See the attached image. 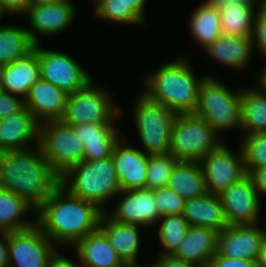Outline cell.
<instances>
[{
  "instance_id": "25",
  "label": "cell",
  "mask_w": 266,
  "mask_h": 267,
  "mask_svg": "<svg viewBox=\"0 0 266 267\" xmlns=\"http://www.w3.org/2000/svg\"><path fill=\"white\" fill-rule=\"evenodd\" d=\"M82 267H125L106 235L98 228L74 246Z\"/></svg>"
},
{
  "instance_id": "42",
  "label": "cell",
  "mask_w": 266,
  "mask_h": 267,
  "mask_svg": "<svg viewBox=\"0 0 266 267\" xmlns=\"http://www.w3.org/2000/svg\"><path fill=\"white\" fill-rule=\"evenodd\" d=\"M157 261H154L149 267H203L183 260L177 259L173 256L158 255Z\"/></svg>"
},
{
  "instance_id": "52",
  "label": "cell",
  "mask_w": 266,
  "mask_h": 267,
  "mask_svg": "<svg viewBox=\"0 0 266 267\" xmlns=\"http://www.w3.org/2000/svg\"><path fill=\"white\" fill-rule=\"evenodd\" d=\"M4 67H5V65L0 63V87H1L2 82H3Z\"/></svg>"
},
{
  "instance_id": "50",
  "label": "cell",
  "mask_w": 266,
  "mask_h": 267,
  "mask_svg": "<svg viewBox=\"0 0 266 267\" xmlns=\"http://www.w3.org/2000/svg\"><path fill=\"white\" fill-rule=\"evenodd\" d=\"M259 267H266V241L263 243L262 258L259 263Z\"/></svg>"
},
{
  "instance_id": "35",
  "label": "cell",
  "mask_w": 266,
  "mask_h": 267,
  "mask_svg": "<svg viewBox=\"0 0 266 267\" xmlns=\"http://www.w3.org/2000/svg\"><path fill=\"white\" fill-rule=\"evenodd\" d=\"M94 14L103 21L118 24L144 25V22L131 10L126 9L125 0H101L93 8Z\"/></svg>"
},
{
  "instance_id": "48",
  "label": "cell",
  "mask_w": 266,
  "mask_h": 267,
  "mask_svg": "<svg viewBox=\"0 0 266 267\" xmlns=\"http://www.w3.org/2000/svg\"><path fill=\"white\" fill-rule=\"evenodd\" d=\"M62 0H30V7L31 6H41V5H48L58 3Z\"/></svg>"
},
{
  "instance_id": "12",
  "label": "cell",
  "mask_w": 266,
  "mask_h": 267,
  "mask_svg": "<svg viewBox=\"0 0 266 267\" xmlns=\"http://www.w3.org/2000/svg\"><path fill=\"white\" fill-rule=\"evenodd\" d=\"M38 58L41 78L67 94L84 88L92 79L86 70L68 53L41 48Z\"/></svg>"
},
{
  "instance_id": "13",
  "label": "cell",
  "mask_w": 266,
  "mask_h": 267,
  "mask_svg": "<svg viewBox=\"0 0 266 267\" xmlns=\"http://www.w3.org/2000/svg\"><path fill=\"white\" fill-rule=\"evenodd\" d=\"M260 194L247 174L220 194L229 225L258 224L260 222Z\"/></svg>"
},
{
  "instance_id": "5",
  "label": "cell",
  "mask_w": 266,
  "mask_h": 267,
  "mask_svg": "<svg viewBox=\"0 0 266 267\" xmlns=\"http://www.w3.org/2000/svg\"><path fill=\"white\" fill-rule=\"evenodd\" d=\"M227 87L208 75L201 83L194 111L220 135L235 127L241 130V89L236 92Z\"/></svg>"
},
{
  "instance_id": "2",
  "label": "cell",
  "mask_w": 266,
  "mask_h": 267,
  "mask_svg": "<svg viewBox=\"0 0 266 267\" xmlns=\"http://www.w3.org/2000/svg\"><path fill=\"white\" fill-rule=\"evenodd\" d=\"M59 185L60 176L45 159L39 145L0 153V187L25 199L35 210Z\"/></svg>"
},
{
  "instance_id": "29",
  "label": "cell",
  "mask_w": 266,
  "mask_h": 267,
  "mask_svg": "<svg viewBox=\"0 0 266 267\" xmlns=\"http://www.w3.org/2000/svg\"><path fill=\"white\" fill-rule=\"evenodd\" d=\"M241 130L245 135L266 133V91L260 86L241 90Z\"/></svg>"
},
{
  "instance_id": "56",
  "label": "cell",
  "mask_w": 266,
  "mask_h": 267,
  "mask_svg": "<svg viewBox=\"0 0 266 267\" xmlns=\"http://www.w3.org/2000/svg\"><path fill=\"white\" fill-rule=\"evenodd\" d=\"M95 3V5L99 2V1H101V0H93Z\"/></svg>"
},
{
  "instance_id": "40",
  "label": "cell",
  "mask_w": 266,
  "mask_h": 267,
  "mask_svg": "<svg viewBox=\"0 0 266 267\" xmlns=\"http://www.w3.org/2000/svg\"><path fill=\"white\" fill-rule=\"evenodd\" d=\"M207 267H259V263L256 260L227 257L216 253Z\"/></svg>"
},
{
  "instance_id": "34",
  "label": "cell",
  "mask_w": 266,
  "mask_h": 267,
  "mask_svg": "<svg viewBox=\"0 0 266 267\" xmlns=\"http://www.w3.org/2000/svg\"><path fill=\"white\" fill-rule=\"evenodd\" d=\"M178 161L171 153L149 155L146 189L157 190L167 186Z\"/></svg>"
},
{
  "instance_id": "32",
  "label": "cell",
  "mask_w": 266,
  "mask_h": 267,
  "mask_svg": "<svg viewBox=\"0 0 266 267\" xmlns=\"http://www.w3.org/2000/svg\"><path fill=\"white\" fill-rule=\"evenodd\" d=\"M258 10L255 6L223 7L220 9L222 33L233 37H251Z\"/></svg>"
},
{
  "instance_id": "46",
  "label": "cell",
  "mask_w": 266,
  "mask_h": 267,
  "mask_svg": "<svg viewBox=\"0 0 266 267\" xmlns=\"http://www.w3.org/2000/svg\"><path fill=\"white\" fill-rule=\"evenodd\" d=\"M77 262H73L71 259H68L66 256L60 255L59 251L51 258L48 267H82V265Z\"/></svg>"
},
{
  "instance_id": "37",
  "label": "cell",
  "mask_w": 266,
  "mask_h": 267,
  "mask_svg": "<svg viewBox=\"0 0 266 267\" xmlns=\"http://www.w3.org/2000/svg\"><path fill=\"white\" fill-rule=\"evenodd\" d=\"M185 199L168 186L155 190V203L161 217L173 214H182L185 206Z\"/></svg>"
},
{
  "instance_id": "8",
  "label": "cell",
  "mask_w": 266,
  "mask_h": 267,
  "mask_svg": "<svg viewBox=\"0 0 266 267\" xmlns=\"http://www.w3.org/2000/svg\"><path fill=\"white\" fill-rule=\"evenodd\" d=\"M91 80L84 88L68 94L66 109L61 121L69 126L84 123L117 122L120 107L114 104L113 95Z\"/></svg>"
},
{
  "instance_id": "43",
  "label": "cell",
  "mask_w": 266,
  "mask_h": 267,
  "mask_svg": "<svg viewBox=\"0 0 266 267\" xmlns=\"http://www.w3.org/2000/svg\"><path fill=\"white\" fill-rule=\"evenodd\" d=\"M248 175L252 178L259 194L266 195V167L253 169Z\"/></svg>"
},
{
  "instance_id": "27",
  "label": "cell",
  "mask_w": 266,
  "mask_h": 267,
  "mask_svg": "<svg viewBox=\"0 0 266 267\" xmlns=\"http://www.w3.org/2000/svg\"><path fill=\"white\" fill-rule=\"evenodd\" d=\"M167 186L185 200L207 193L199 161L179 160L173 168Z\"/></svg>"
},
{
  "instance_id": "14",
  "label": "cell",
  "mask_w": 266,
  "mask_h": 267,
  "mask_svg": "<svg viewBox=\"0 0 266 267\" xmlns=\"http://www.w3.org/2000/svg\"><path fill=\"white\" fill-rule=\"evenodd\" d=\"M264 240L263 228L259 223L229 225L218 233L217 253L260 263Z\"/></svg>"
},
{
  "instance_id": "51",
  "label": "cell",
  "mask_w": 266,
  "mask_h": 267,
  "mask_svg": "<svg viewBox=\"0 0 266 267\" xmlns=\"http://www.w3.org/2000/svg\"><path fill=\"white\" fill-rule=\"evenodd\" d=\"M260 2L259 9L266 14V0H258Z\"/></svg>"
},
{
  "instance_id": "44",
  "label": "cell",
  "mask_w": 266,
  "mask_h": 267,
  "mask_svg": "<svg viewBox=\"0 0 266 267\" xmlns=\"http://www.w3.org/2000/svg\"><path fill=\"white\" fill-rule=\"evenodd\" d=\"M217 9H222L223 7L242 5V6H255L257 3V8L260 7V2L257 0H209Z\"/></svg>"
},
{
  "instance_id": "36",
  "label": "cell",
  "mask_w": 266,
  "mask_h": 267,
  "mask_svg": "<svg viewBox=\"0 0 266 267\" xmlns=\"http://www.w3.org/2000/svg\"><path fill=\"white\" fill-rule=\"evenodd\" d=\"M240 144L247 174L253 169L266 167V133L242 135Z\"/></svg>"
},
{
  "instance_id": "3",
  "label": "cell",
  "mask_w": 266,
  "mask_h": 267,
  "mask_svg": "<svg viewBox=\"0 0 266 267\" xmlns=\"http://www.w3.org/2000/svg\"><path fill=\"white\" fill-rule=\"evenodd\" d=\"M188 59L178 58L144 77L145 93L176 114L194 113L199 89L207 77H196Z\"/></svg>"
},
{
  "instance_id": "18",
  "label": "cell",
  "mask_w": 266,
  "mask_h": 267,
  "mask_svg": "<svg viewBox=\"0 0 266 267\" xmlns=\"http://www.w3.org/2000/svg\"><path fill=\"white\" fill-rule=\"evenodd\" d=\"M40 123L24 106L19 112L0 120V153L29 149L33 140L39 145Z\"/></svg>"
},
{
  "instance_id": "22",
  "label": "cell",
  "mask_w": 266,
  "mask_h": 267,
  "mask_svg": "<svg viewBox=\"0 0 266 267\" xmlns=\"http://www.w3.org/2000/svg\"><path fill=\"white\" fill-rule=\"evenodd\" d=\"M41 78L38 44L26 56L5 65L0 89L25 99L31 87Z\"/></svg>"
},
{
  "instance_id": "16",
  "label": "cell",
  "mask_w": 266,
  "mask_h": 267,
  "mask_svg": "<svg viewBox=\"0 0 266 267\" xmlns=\"http://www.w3.org/2000/svg\"><path fill=\"white\" fill-rule=\"evenodd\" d=\"M29 16L28 30L31 40L40 44V36H54L66 31L76 17V6L70 0L58 3L31 6L24 14ZM32 28V29H31Z\"/></svg>"
},
{
  "instance_id": "7",
  "label": "cell",
  "mask_w": 266,
  "mask_h": 267,
  "mask_svg": "<svg viewBox=\"0 0 266 267\" xmlns=\"http://www.w3.org/2000/svg\"><path fill=\"white\" fill-rule=\"evenodd\" d=\"M138 96L132 115L144 152L150 155L169 153L172 127L177 114L151 100L143 92Z\"/></svg>"
},
{
  "instance_id": "30",
  "label": "cell",
  "mask_w": 266,
  "mask_h": 267,
  "mask_svg": "<svg viewBox=\"0 0 266 267\" xmlns=\"http://www.w3.org/2000/svg\"><path fill=\"white\" fill-rule=\"evenodd\" d=\"M190 16V33L203 49L222 34L220 10L209 0L198 5Z\"/></svg>"
},
{
  "instance_id": "15",
  "label": "cell",
  "mask_w": 266,
  "mask_h": 267,
  "mask_svg": "<svg viewBox=\"0 0 266 267\" xmlns=\"http://www.w3.org/2000/svg\"><path fill=\"white\" fill-rule=\"evenodd\" d=\"M118 197L122 199H119L112 212L106 211V214L114 221L139 225L145 229L157 224L160 220L161 215L155 203V190H126L122 191Z\"/></svg>"
},
{
  "instance_id": "6",
  "label": "cell",
  "mask_w": 266,
  "mask_h": 267,
  "mask_svg": "<svg viewBox=\"0 0 266 267\" xmlns=\"http://www.w3.org/2000/svg\"><path fill=\"white\" fill-rule=\"evenodd\" d=\"M221 136L200 116L194 113L177 114L169 153L178 160L200 161L223 143Z\"/></svg>"
},
{
  "instance_id": "20",
  "label": "cell",
  "mask_w": 266,
  "mask_h": 267,
  "mask_svg": "<svg viewBox=\"0 0 266 267\" xmlns=\"http://www.w3.org/2000/svg\"><path fill=\"white\" fill-rule=\"evenodd\" d=\"M140 228L143 227L114 221L106 212L99 223V229L126 265H139L137 259L141 245Z\"/></svg>"
},
{
  "instance_id": "41",
  "label": "cell",
  "mask_w": 266,
  "mask_h": 267,
  "mask_svg": "<svg viewBox=\"0 0 266 267\" xmlns=\"http://www.w3.org/2000/svg\"><path fill=\"white\" fill-rule=\"evenodd\" d=\"M30 7V0H0V10L3 14H25Z\"/></svg>"
},
{
  "instance_id": "47",
  "label": "cell",
  "mask_w": 266,
  "mask_h": 267,
  "mask_svg": "<svg viewBox=\"0 0 266 267\" xmlns=\"http://www.w3.org/2000/svg\"><path fill=\"white\" fill-rule=\"evenodd\" d=\"M126 9H131L144 23L147 21L145 15L146 0H125ZM146 17V18H145Z\"/></svg>"
},
{
  "instance_id": "33",
  "label": "cell",
  "mask_w": 266,
  "mask_h": 267,
  "mask_svg": "<svg viewBox=\"0 0 266 267\" xmlns=\"http://www.w3.org/2000/svg\"><path fill=\"white\" fill-rule=\"evenodd\" d=\"M159 222L157 232L163 247L159 255L172 256L182 244L190 225L183 214L166 215Z\"/></svg>"
},
{
  "instance_id": "9",
  "label": "cell",
  "mask_w": 266,
  "mask_h": 267,
  "mask_svg": "<svg viewBox=\"0 0 266 267\" xmlns=\"http://www.w3.org/2000/svg\"><path fill=\"white\" fill-rule=\"evenodd\" d=\"M39 147L59 176L79 164L84 156V145L78 133L61 120L40 123Z\"/></svg>"
},
{
  "instance_id": "11",
  "label": "cell",
  "mask_w": 266,
  "mask_h": 267,
  "mask_svg": "<svg viewBox=\"0 0 266 267\" xmlns=\"http://www.w3.org/2000/svg\"><path fill=\"white\" fill-rule=\"evenodd\" d=\"M238 147L240 148L234 154L223 142L199 161L207 192L220 194L247 175L242 148Z\"/></svg>"
},
{
  "instance_id": "24",
  "label": "cell",
  "mask_w": 266,
  "mask_h": 267,
  "mask_svg": "<svg viewBox=\"0 0 266 267\" xmlns=\"http://www.w3.org/2000/svg\"><path fill=\"white\" fill-rule=\"evenodd\" d=\"M183 216L190 226H202L220 232L229 226L219 194L207 192L187 199Z\"/></svg>"
},
{
  "instance_id": "19",
  "label": "cell",
  "mask_w": 266,
  "mask_h": 267,
  "mask_svg": "<svg viewBox=\"0 0 266 267\" xmlns=\"http://www.w3.org/2000/svg\"><path fill=\"white\" fill-rule=\"evenodd\" d=\"M68 94L40 78L24 99L25 107L39 123L57 121L63 118Z\"/></svg>"
},
{
  "instance_id": "4",
  "label": "cell",
  "mask_w": 266,
  "mask_h": 267,
  "mask_svg": "<svg viewBox=\"0 0 266 267\" xmlns=\"http://www.w3.org/2000/svg\"><path fill=\"white\" fill-rule=\"evenodd\" d=\"M60 185L103 212L106 210L102 206L122 192L111 156L99 160L83 159L60 176Z\"/></svg>"
},
{
  "instance_id": "31",
  "label": "cell",
  "mask_w": 266,
  "mask_h": 267,
  "mask_svg": "<svg viewBox=\"0 0 266 267\" xmlns=\"http://www.w3.org/2000/svg\"><path fill=\"white\" fill-rule=\"evenodd\" d=\"M28 28L15 24L0 26V63L9 65L30 53L35 43L31 40Z\"/></svg>"
},
{
  "instance_id": "38",
  "label": "cell",
  "mask_w": 266,
  "mask_h": 267,
  "mask_svg": "<svg viewBox=\"0 0 266 267\" xmlns=\"http://www.w3.org/2000/svg\"><path fill=\"white\" fill-rule=\"evenodd\" d=\"M254 50L266 59V14L258 10L251 35Z\"/></svg>"
},
{
  "instance_id": "53",
  "label": "cell",
  "mask_w": 266,
  "mask_h": 267,
  "mask_svg": "<svg viewBox=\"0 0 266 267\" xmlns=\"http://www.w3.org/2000/svg\"><path fill=\"white\" fill-rule=\"evenodd\" d=\"M265 225H266V223H265ZM263 233H264V238H265L264 241H266V226H265V228L263 227Z\"/></svg>"
},
{
  "instance_id": "55",
  "label": "cell",
  "mask_w": 266,
  "mask_h": 267,
  "mask_svg": "<svg viewBox=\"0 0 266 267\" xmlns=\"http://www.w3.org/2000/svg\"><path fill=\"white\" fill-rule=\"evenodd\" d=\"M3 16H4V15H3L2 11L0 10V20H1V18H2Z\"/></svg>"
},
{
  "instance_id": "45",
  "label": "cell",
  "mask_w": 266,
  "mask_h": 267,
  "mask_svg": "<svg viewBox=\"0 0 266 267\" xmlns=\"http://www.w3.org/2000/svg\"><path fill=\"white\" fill-rule=\"evenodd\" d=\"M0 267H9L8 232L0 231Z\"/></svg>"
},
{
  "instance_id": "28",
  "label": "cell",
  "mask_w": 266,
  "mask_h": 267,
  "mask_svg": "<svg viewBox=\"0 0 266 267\" xmlns=\"http://www.w3.org/2000/svg\"><path fill=\"white\" fill-rule=\"evenodd\" d=\"M28 211L35 215L33 220L23 219ZM36 211L25 199L0 187V231L14 232L33 227L36 224Z\"/></svg>"
},
{
  "instance_id": "49",
  "label": "cell",
  "mask_w": 266,
  "mask_h": 267,
  "mask_svg": "<svg viewBox=\"0 0 266 267\" xmlns=\"http://www.w3.org/2000/svg\"><path fill=\"white\" fill-rule=\"evenodd\" d=\"M257 82V84H259L260 87H262L266 91V64L265 67L262 69L261 75L259 76Z\"/></svg>"
},
{
  "instance_id": "17",
  "label": "cell",
  "mask_w": 266,
  "mask_h": 267,
  "mask_svg": "<svg viewBox=\"0 0 266 267\" xmlns=\"http://www.w3.org/2000/svg\"><path fill=\"white\" fill-rule=\"evenodd\" d=\"M124 137L115 143L113 159L121 190L146 189L149 155L139 148L128 145Z\"/></svg>"
},
{
  "instance_id": "10",
  "label": "cell",
  "mask_w": 266,
  "mask_h": 267,
  "mask_svg": "<svg viewBox=\"0 0 266 267\" xmlns=\"http://www.w3.org/2000/svg\"><path fill=\"white\" fill-rule=\"evenodd\" d=\"M9 267H48L58 251L50 238L35 224L33 227L8 232Z\"/></svg>"
},
{
  "instance_id": "39",
  "label": "cell",
  "mask_w": 266,
  "mask_h": 267,
  "mask_svg": "<svg viewBox=\"0 0 266 267\" xmlns=\"http://www.w3.org/2000/svg\"><path fill=\"white\" fill-rule=\"evenodd\" d=\"M25 106V101L18 95L0 89V120L19 112Z\"/></svg>"
},
{
  "instance_id": "1",
  "label": "cell",
  "mask_w": 266,
  "mask_h": 267,
  "mask_svg": "<svg viewBox=\"0 0 266 267\" xmlns=\"http://www.w3.org/2000/svg\"><path fill=\"white\" fill-rule=\"evenodd\" d=\"M103 213L59 185L37 209L36 224L56 246L72 247L99 228Z\"/></svg>"
},
{
  "instance_id": "26",
  "label": "cell",
  "mask_w": 266,
  "mask_h": 267,
  "mask_svg": "<svg viewBox=\"0 0 266 267\" xmlns=\"http://www.w3.org/2000/svg\"><path fill=\"white\" fill-rule=\"evenodd\" d=\"M204 49L218 63L237 70L248 66L255 51L251 37H233L224 33Z\"/></svg>"
},
{
  "instance_id": "54",
  "label": "cell",
  "mask_w": 266,
  "mask_h": 267,
  "mask_svg": "<svg viewBox=\"0 0 266 267\" xmlns=\"http://www.w3.org/2000/svg\"><path fill=\"white\" fill-rule=\"evenodd\" d=\"M125 267H142L140 265H126Z\"/></svg>"
},
{
  "instance_id": "21",
  "label": "cell",
  "mask_w": 266,
  "mask_h": 267,
  "mask_svg": "<svg viewBox=\"0 0 266 267\" xmlns=\"http://www.w3.org/2000/svg\"><path fill=\"white\" fill-rule=\"evenodd\" d=\"M115 123L97 122L72 126L84 145L83 159L99 160L111 156L113 147L121 136Z\"/></svg>"
},
{
  "instance_id": "23",
  "label": "cell",
  "mask_w": 266,
  "mask_h": 267,
  "mask_svg": "<svg viewBox=\"0 0 266 267\" xmlns=\"http://www.w3.org/2000/svg\"><path fill=\"white\" fill-rule=\"evenodd\" d=\"M218 233L214 229L202 226H190L182 244L173 257L207 267L217 253Z\"/></svg>"
}]
</instances>
